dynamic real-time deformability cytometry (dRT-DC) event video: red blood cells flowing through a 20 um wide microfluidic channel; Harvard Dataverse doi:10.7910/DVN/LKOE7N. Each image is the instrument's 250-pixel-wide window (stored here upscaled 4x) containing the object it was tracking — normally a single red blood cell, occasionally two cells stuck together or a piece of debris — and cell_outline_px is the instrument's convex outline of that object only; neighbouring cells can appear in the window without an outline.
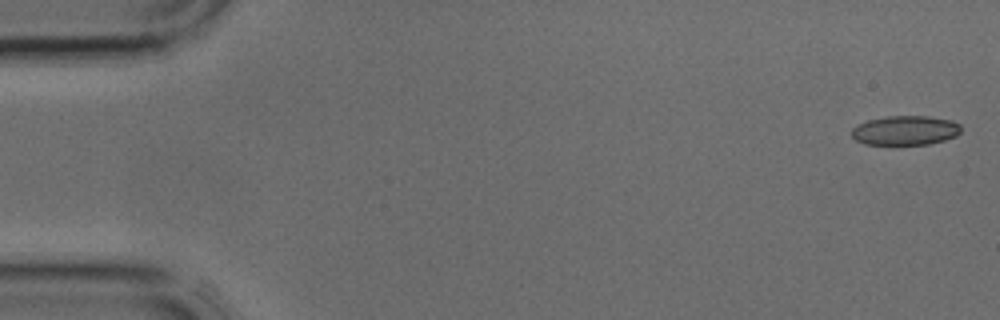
{"species": "common noctule bat (a hibernating species)", "species_latin": "Nyctalus noctula", "temperature_condition": "cold", "stored_images_in_passage": 3, "camera_frame_rate_fps": 3000, "um_per_image_px": 0.085, "animal": {"sex": "male", "body_mass_g": 17.9, "forearm_length_mm": 54.2}, "frame": {"image": 1, "passage_image": 1, "time_ms": 0.0, "image_size_px": [1000, 320], "cell_outline_px": [[960, 132], [956, 136], [944, 140], [928, 144], [864, 144], [856, 140], [852, 136], [852, 128], [868, 120], [888, 116], [928, 116], [952, 120], [960, 124]], "centroid_in_image_um": [76.97, 11.08], "position_along_channel_um": 8.0, "area_um2": 18.61}}
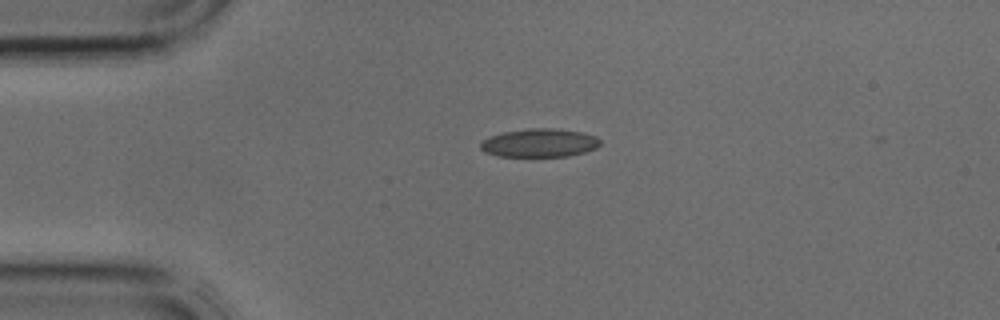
{"frame": {"image": 2, "passage_image": 3, "time_ms": 0.667, "image_size_px": [1000, 320], "cell_outline_px": [[600, 144], [596, 148], [584, 152], [568, 156], [496, 156], [484, 152], [480, 148], [480, 144], [488, 136], [504, 132], [528, 128], [552, 128], [584, 132], [596, 136], [600, 140]], "centroid_in_image_um": [45.85, 12.14], "position_along_channel_um": 39.1, "area_um2": 19.88}}